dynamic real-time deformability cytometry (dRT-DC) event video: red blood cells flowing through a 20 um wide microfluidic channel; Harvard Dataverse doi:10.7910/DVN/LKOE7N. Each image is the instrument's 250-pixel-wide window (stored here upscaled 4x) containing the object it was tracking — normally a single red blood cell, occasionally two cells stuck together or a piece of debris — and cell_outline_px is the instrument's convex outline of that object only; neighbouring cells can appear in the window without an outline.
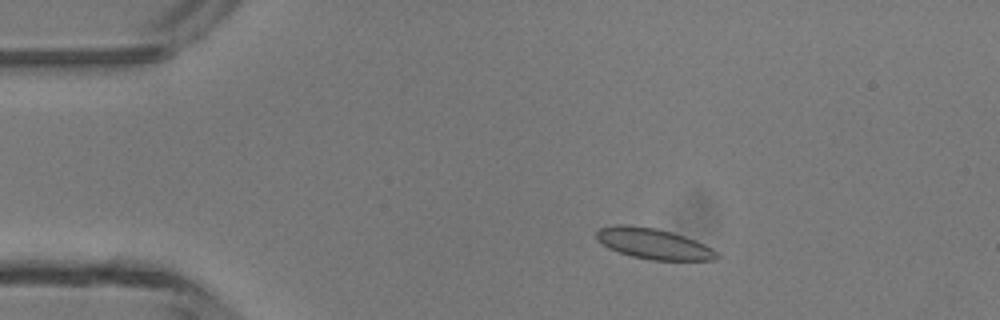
{"species": "common noctule bat (a hibernating species)", "species_latin": "Nyctalus noctula", "temperature_condition": "room temperature", "stored_images_in_passage": 4, "camera_frame_rate_fps": 3000, "um_per_image_px": 0.085, "animal": {"sex": "male", "body_mass_g": 13.3}, "frame": {"image": 1, "passage_image": 2, "time_ms": 2.0, "image_size_px": [1000, 320], "cell_outline_px": [[720, 256], [716, 260], [652, 260], [632, 256], [608, 248], [596, 240], [596, 232], [600, 228], [616, 224], [624, 224], [656, 228], [672, 232], [696, 240], [712, 248]], "centroid_in_image_um": [55.54, 20.71], "position_along_channel_um": 29.5, "area_um2": 21.56}}
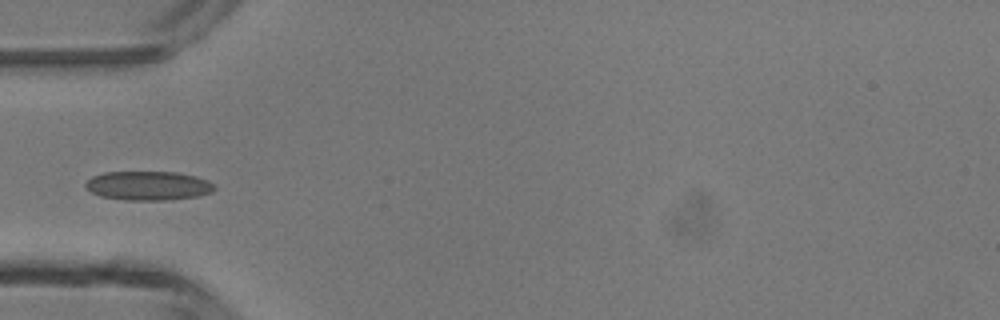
{"frame": {"image": 2, "passage_image": 4, "time_ms": 4.333, "image_size_px": [1000, 320], "cell_outline_px": [[216, 188], [212, 192], [200, 196], [168, 200], [124, 200], [100, 196], [92, 192], [84, 184], [92, 176], [104, 172], [176, 172], [196, 176], [208, 180], [216, 184]], "centroid_in_image_um": [12.65, 15.78], "position_along_channel_um": 72.3, "area_um2": 22.02}}